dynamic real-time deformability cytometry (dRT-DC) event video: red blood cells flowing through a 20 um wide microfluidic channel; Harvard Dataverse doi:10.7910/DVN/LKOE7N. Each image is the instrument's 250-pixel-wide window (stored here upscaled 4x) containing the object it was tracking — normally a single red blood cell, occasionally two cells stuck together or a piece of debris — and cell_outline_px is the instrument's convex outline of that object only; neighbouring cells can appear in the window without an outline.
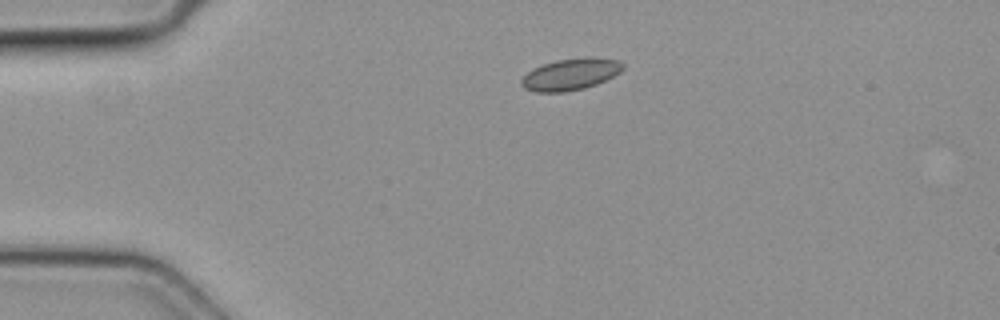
{"species": "common noctule bat (a hibernating species)", "species_latin": "Nyctalus noctula", "temperature_condition": "cold", "stored_images_in_passage": 3, "camera_frame_rate_fps": 3000, "um_per_image_px": 0.085, "animal": {"sex": "female", "body_mass_g": 19.3, "forearm_length_mm": 54.1}, "frame": {"image": 1, "passage_image": 2, "time_ms": 0.333, "image_size_px": [1000, 320], "cell_outline_px": [[624, 68], [620, 72], [596, 84], [584, 88], [564, 92], [536, 92], [524, 88], [520, 84], [520, 80], [532, 68], [556, 60], [584, 56], [588, 56], [620, 60], [624, 64]], "centroid_in_image_um": [48.5, 6.3], "position_along_channel_um": 36.5, "area_um2": 18.84}}